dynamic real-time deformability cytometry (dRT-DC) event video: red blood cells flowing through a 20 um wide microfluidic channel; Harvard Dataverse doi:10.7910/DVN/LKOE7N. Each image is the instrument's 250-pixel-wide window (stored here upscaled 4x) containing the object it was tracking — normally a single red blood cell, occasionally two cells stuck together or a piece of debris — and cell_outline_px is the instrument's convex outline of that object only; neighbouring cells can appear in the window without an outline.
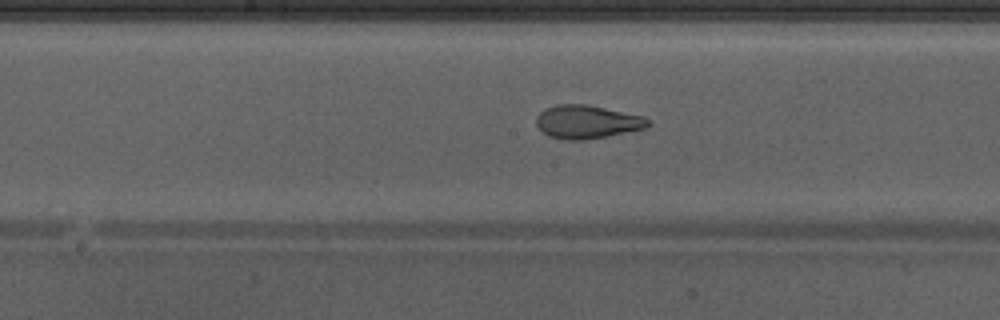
{"species": "Egyptian fruit bat (a non-hibernating species)", "species_latin": "Rousettus aegyptiacus", "temperature_condition": "warm", "stored_images_in_passage": 31, "camera_frame_rate_fps": 3000, "um_per_image_px": 0.085, "animal": {"sex": "male"}, "frame": {"image": 1, "passage_image": 18, "time_ms": 5.667, "image_size_px": [1000, 320], "cell_outline_px": [[652, 124], [648, 128], [604, 136], [580, 140], [564, 140], [548, 136], [536, 124], [536, 116], [544, 108], [560, 104], [588, 104], [644, 116]], "centroid_in_image_um": [49.91, 10.35], "position_along_channel_um": 198.3, "area_um2": 21.73}}
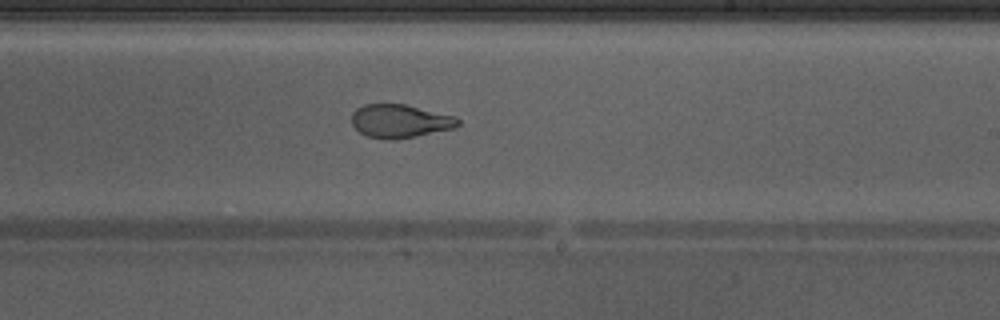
{"frame": {"image": 2, "passage_image": 22, "time_ms": 7.0, "image_size_px": [1000, 320], "cell_outline_px": [[460, 124], [456, 128], [416, 136], [392, 140], [384, 140], [368, 136], [360, 132], [352, 124], [352, 112], [356, 108], [364, 104], [404, 104], [456, 116], [460, 120]], "centroid_in_image_um": [34.01, 10.29], "position_along_channel_um": 255.0, "area_um2": 20.81}}
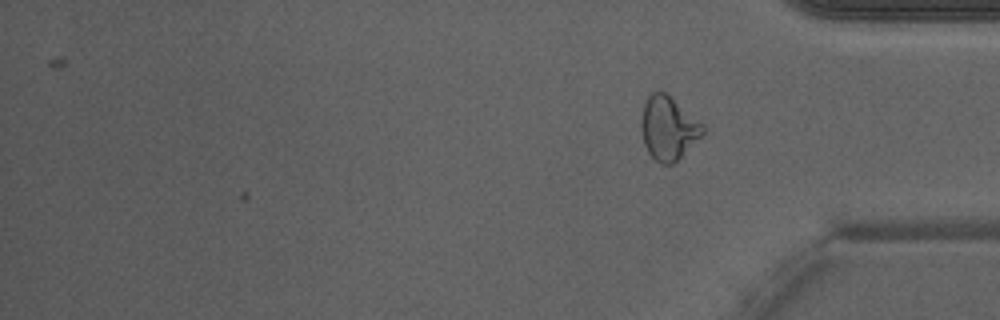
{"frame": {"image": 3, "passage_image": 31, "time_ms": 10.0, "image_size_px": [1000, 320], "cell_outline_px": [[704, 132], [672, 164], [660, 164], [648, 152], [644, 144], [640, 128], [640, 120], [644, 104], [648, 96], [652, 92], [664, 92], [704, 124]], "centroid_in_image_um": [56.76, 10.88], "position_along_channel_um": 378.4, "area_um2": 22.31}, "authors_computed_cell_mechanics": {"area_um2": 21.7906, "velocity_mm_per_s": 4.2735, "shape_relaxation_time_tau1_ms": null, "shape_relaxation_time_tau2_ms": 1.1317, "deformation_change_tau1": null, "deformation_change_tau2": 0.0738}}